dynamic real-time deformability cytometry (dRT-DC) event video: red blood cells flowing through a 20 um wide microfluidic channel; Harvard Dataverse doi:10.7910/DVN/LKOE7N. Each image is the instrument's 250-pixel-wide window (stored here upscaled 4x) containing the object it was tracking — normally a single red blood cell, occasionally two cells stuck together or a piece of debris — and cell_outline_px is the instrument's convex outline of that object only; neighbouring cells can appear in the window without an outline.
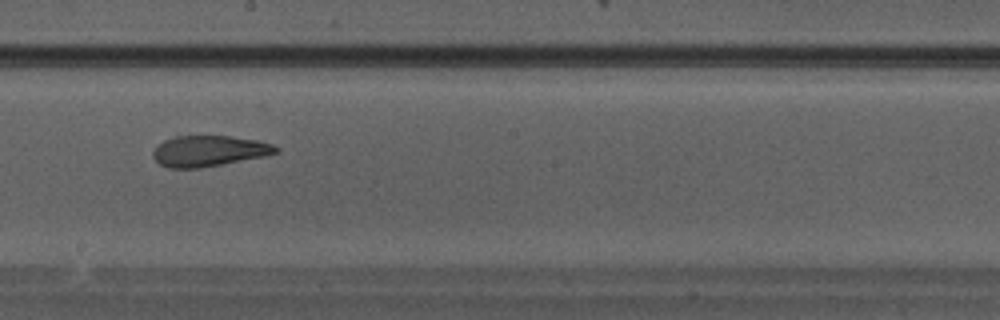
{"species": "Egyptian fruit bat (a non-hibernating species)", "species_latin": "Rousettus aegyptiacus", "temperature_condition": "warm", "stored_images_in_passage": 28, "camera_frame_rate_fps": 3000, "um_per_image_px": 0.085, "animal": {"sex": "male"}, "frame": {"image": 1, "passage_image": 13, "time_ms": 4.0, "image_size_px": [1000, 320], "cell_outline_px": [[280, 152], [264, 156], [200, 168], [168, 168], [160, 164], [152, 156], [152, 152], [164, 140], [176, 136], [228, 136], [256, 140], [272, 144], [280, 148]], "centroid_in_image_um": [17.77, 12.83], "position_along_channel_um": 230.4, "area_um2": 21.91}}